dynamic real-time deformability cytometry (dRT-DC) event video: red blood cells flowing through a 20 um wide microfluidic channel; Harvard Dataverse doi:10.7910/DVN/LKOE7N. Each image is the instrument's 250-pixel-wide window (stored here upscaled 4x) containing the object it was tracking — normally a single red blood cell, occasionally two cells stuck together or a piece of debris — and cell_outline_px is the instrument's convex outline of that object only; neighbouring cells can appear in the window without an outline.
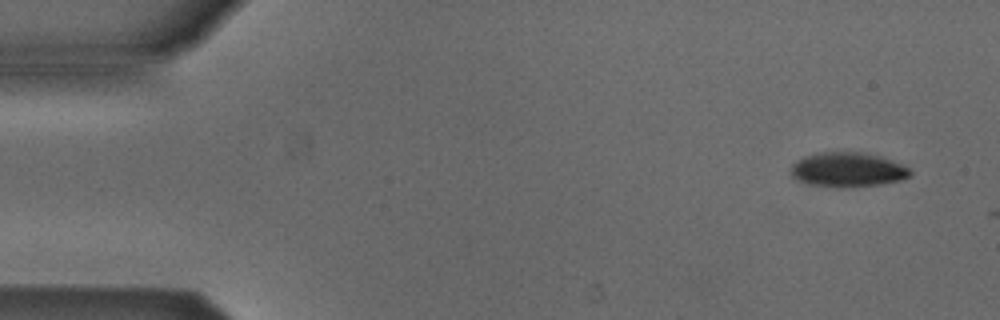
{"species": "Egyptian fruit bat (a non-hibernating species)", "species_latin": "Rousettus aegyptiacus", "temperature_condition": "cold", "stored_images_in_passage": 4, "camera_frame_rate_fps": 3000, "um_per_image_px": 0.085, "animal": {"sex": "male"}, "frame": {"image": 1, "passage_image": 1, "time_ms": 0.0, "image_size_px": [1000, 320], "cell_outline_px": [[912, 172], [908, 176], [900, 180], [880, 184], [856, 188], [832, 188], [808, 184], [796, 180], [792, 176], [792, 164], [796, 160], [804, 156], [820, 152], [860, 152], [880, 156], [900, 164], [908, 168]], "centroid_in_image_um": [72.0, 14.45], "position_along_channel_um": 13.0, "area_um2": 24.22}}